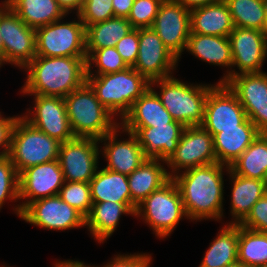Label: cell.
Instances as JSON below:
<instances>
[{
    "label": "cell",
    "mask_w": 267,
    "mask_h": 267,
    "mask_svg": "<svg viewBox=\"0 0 267 267\" xmlns=\"http://www.w3.org/2000/svg\"><path fill=\"white\" fill-rule=\"evenodd\" d=\"M225 170L229 171V166L216 162L182 171L172 178L180 190L187 219L223 220Z\"/></svg>",
    "instance_id": "obj_1"
},
{
    "label": "cell",
    "mask_w": 267,
    "mask_h": 267,
    "mask_svg": "<svg viewBox=\"0 0 267 267\" xmlns=\"http://www.w3.org/2000/svg\"><path fill=\"white\" fill-rule=\"evenodd\" d=\"M87 57L35 56L23 69L27 73L23 95L65 98L86 82Z\"/></svg>",
    "instance_id": "obj_2"
},
{
    "label": "cell",
    "mask_w": 267,
    "mask_h": 267,
    "mask_svg": "<svg viewBox=\"0 0 267 267\" xmlns=\"http://www.w3.org/2000/svg\"><path fill=\"white\" fill-rule=\"evenodd\" d=\"M86 82L100 103L120 121L150 87V81L133 67L104 75H87Z\"/></svg>",
    "instance_id": "obj_3"
},
{
    "label": "cell",
    "mask_w": 267,
    "mask_h": 267,
    "mask_svg": "<svg viewBox=\"0 0 267 267\" xmlns=\"http://www.w3.org/2000/svg\"><path fill=\"white\" fill-rule=\"evenodd\" d=\"M160 89L156 92L154 88ZM213 84L185 83L174 76L150 81V87L160 98L175 121L185 127L200 126L204 118L205 102Z\"/></svg>",
    "instance_id": "obj_4"
},
{
    "label": "cell",
    "mask_w": 267,
    "mask_h": 267,
    "mask_svg": "<svg viewBox=\"0 0 267 267\" xmlns=\"http://www.w3.org/2000/svg\"><path fill=\"white\" fill-rule=\"evenodd\" d=\"M64 100L75 137L99 140L120 125L115 116L100 103L87 82Z\"/></svg>",
    "instance_id": "obj_5"
},
{
    "label": "cell",
    "mask_w": 267,
    "mask_h": 267,
    "mask_svg": "<svg viewBox=\"0 0 267 267\" xmlns=\"http://www.w3.org/2000/svg\"><path fill=\"white\" fill-rule=\"evenodd\" d=\"M60 144L19 115L12 130L8 156L19 175L29 167L58 160Z\"/></svg>",
    "instance_id": "obj_6"
},
{
    "label": "cell",
    "mask_w": 267,
    "mask_h": 267,
    "mask_svg": "<svg viewBox=\"0 0 267 267\" xmlns=\"http://www.w3.org/2000/svg\"><path fill=\"white\" fill-rule=\"evenodd\" d=\"M135 217H141L160 239L169 237L180 220L187 219L182 196L176 182L171 179L153 191L136 207Z\"/></svg>",
    "instance_id": "obj_7"
},
{
    "label": "cell",
    "mask_w": 267,
    "mask_h": 267,
    "mask_svg": "<svg viewBox=\"0 0 267 267\" xmlns=\"http://www.w3.org/2000/svg\"><path fill=\"white\" fill-rule=\"evenodd\" d=\"M76 16L78 20L36 28V56L87 57L85 26Z\"/></svg>",
    "instance_id": "obj_8"
},
{
    "label": "cell",
    "mask_w": 267,
    "mask_h": 267,
    "mask_svg": "<svg viewBox=\"0 0 267 267\" xmlns=\"http://www.w3.org/2000/svg\"><path fill=\"white\" fill-rule=\"evenodd\" d=\"M0 35L4 45V63L23 68L36 56V32L27 26L6 4L0 10Z\"/></svg>",
    "instance_id": "obj_9"
},
{
    "label": "cell",
    "mask_w": 267,
    "mask_h": 267,
    "mask_svg": "<svg viewBox=\"0 0 267 267\" xmlns=\"http://www.w3.org/2000/svg\"><path fill=\"white\" fill-rule=\"evenodd\" d=\"M213 136L201 126L185 127L178 146L166 161L171 178L194 167L216 163Z\"/></svg>",
    "instance_id": "obj_10"
},
{
    "label": "cell",
    "mask_w": 267,
    "mask_h": 267,
    "mask_svg": "<svg viewBox=\"0 0 267 267\" xmlns=\"http://www.w3.org/2000/svg\"><path fill=\"white\" fill-rule=\"evenodd\" d=\"M99 144L97 139L83 137H75L60 144L58 161L65 181H91L99 168Z\"/></svg>",
    "instance_id": "obj_11"
},
{
    "label": "cell",
    "mask_w": 267,
    "mask_h": 267,
    "mask_svg": "<svg viewBox=\"0 0 267 267\" xmlns=\"http://www.w3.org/2000/svg\"><path fill=\"white\" fill-rule=\"evenodd\" d=\"M63 171L58 160L29 167L19 174V200L13 211L20 218L22 211L39 199L58 195L64 184Z\"/></svg>",
    "instance_id": "obj_12"
},
{
    "label": "cell",
    "mask_w": 267,
    "mask_h": 267,
    "mask_svg": "<svg viewBox=\"0 0 267 267\" xmlns=\"http://www.w3.org/2000/svg\"><path fill=\"white\" fill-rule=\"evenodd\" d=\"M246 119L237 95L227 84L215 83L209 90L200 126L214 136L219 129L238 128Z\"/></svg>",
    "instance_id": "obj_13"
},
{
    "label": "cell",
    "mask_w": 267,
    "mask_h": 267,
    "mask_svg": "<svg viewBox=\"0 0 267 267\" xmlns=\"http://www.w3.org/2000/svg\"><path fill=\"white\" fill-rule=\"evenodd\" d=\"M20 219L53 231L85 227V217L58 195L31 202L22 211Z\"/></svg>",
    "instance_id": "obj_14"
},
{
    "label": "cell",
    "mask_w": 267,
    "mask_h": 267,
    "mask_svg": "<svg viewBox=\"0 0 267 267\" xmlns=\"http://www.w3.org/2000/svg\"><path fill=\"white\" fill-rule=\"evenodd\" d=\"M179 59L164 45L152 29L139 28V47L133 68L149 81L173 76Z\"/></svg>",
    "instance_id": "obj_15"
},
{
    "label": "cell",
    "mask_w": 267,
    "mask_h": 267,
    "mask_svg": "<svg viewBox=\"0 0 267 267\" xmlns=\"http://www.w3.org/2000/svg\"><path fill=\"white\" fill-rule=\"evenodd\" d=\"M237 95L247 118L260 133L267 134V73H243L227 83Z\"/></svg>",
    "instance_id": "obj_16"
},
{
    "label": "cell",
    "mask_w": 267,
    "mask_h": 267,
    "mask_svg": "<svg viewBox=\"0 0 267 267\" xmlns=\"http://www.w3.org/2000/svg\"><path fill=\"white\" fill-rule=\"evenodd\" d=\"M33 96L32 109H27L25 112L27 114L23 113L21 117L33 127L56 138L61 143L75 138L67 116L64 98L45 95Z\"/></svg>",
    "instance_id": "obj_17"
},
{
    "label": "cell",
    "mask_w": 267,
    "mask_h": 267,
    "mask_svg": "<svg viewBox=\"0 0 267 267\" xmlns=\"http://www.w3.org/2000/svg\"><path fill=\"white\" fill-rule=\"evenodd\" d=\"M152 29L164 45L180 59L191 32L190 11L176 0H163Z\"/></svg>",
    "instance_id": "obj_18"
},
{
    "label": "cell",
    "mask_w": 267,
    "mask_h": 267,
    "mask_svg": "<svg viewBox=\"0 0 267 267\" xmlns=\"http://www.w3.org/2000/svg\"><path fill=\"white\" fill-rule=\"evenodd\" d=\"M231 43L232 77L243 73L264 72L267 57V36L264 31L234 27L229 34Z\"/></svg>",
    "instance_id": "obj_19"
},
{
    "label": "cell",
    "mask_w": 267,
    "mask_h": 267,
    "mask_svg": "<svg viewBox=\"0 0 267 267\" xmlns=\"http://www.w3.org/2000/svg\"><path fill=\"white\" fill-rule=\"evenodd\" d=\"M120 129V130H119ZM126 133L129 138L120 140L117 133ZM99 143L104 142L100 152L107 161L105 168L122 173L129 176L135 169H137L147 158L144 155L143 149L138 143L136 136L128 131H125L120 125L112 132L106 134L98 140Z\"/></svg>",
    "instance_id": "obj_20"
},
{
    "label": "cell",
    "mask_w": 267,
    "mask_h": 267,
    "mask_svg": "<svg viewBox=\"0 0 267 267\" xmlns=\"http://www.w3.org/2000/svg\"><path fill=\"white\" fill-rule=\"evenodd\" d=\"M133 133L147 158L167 161L175 152L185 126L173 121L154 127H122Z\"/></svg>",
    "instance_id": "obj_21"
},
{
    "label": "cell",
    "mask_w": 267,
    "mask_h": 267,
    "mask_svg": "<svg viewBox=\"0 0 267 267\" xmlns=\"http://www.w3.org/2000/svg\"><path fill=\"white\" fill-rule=\"evenodd\" d=\"M186 51L209 65L228 68L219 83H227L232 78V55L229 37L191 33Z\"/></svg>",
    "instance_id": "obj_22"
},
{
    "label": "cell",
    "mask_w": 267,
    "mask_h": 267,
    "mask_svg": "<svg viewBox=\"0 0 267 267\" xmlns=\"http://www.w3.org/2000/svg\"><path fill=\"white\" fill-rule=\"evenodd\" d=\"M260 132L247 118L238 128L219 129L213 136L218 163L230 166L257 138Z\"/></svg>",
    "instance_id": "obj_23"
},
{
    "label": "cell",
    "mask_w": 267,
    "mask_h": 267,
    "mask_svg": "<svg viewBox=\"0 0 267 267\" xmlns=\"http://www.w3.org/2000/svg\"><path fill=\"white\" fill-rule=\"evenodd\" d=\"M133 204L118 202H93L89 214L85 217V226L98 243H104L113 235L122 215L134 216Z\"/></svg>",
    "instance_id": "obj_24"
},
{
    "label": "cell",
    "mask_w": 267,
    "mask_h": 267,
    "mask_svg": "<svg viewBox=\"0 0 267 267\" xmlns=\"http://www.w3.org/2000/svg\"><path fill=\"white\" fill-rule=\"evenodd\" d=\"M164 164H166L164 160L146 158L137 169L127 176L131 202L135 207L153 191L160 189L172 179Z\"/></svg>",
    "instance_id": "obj_25"
},
{
    "label": "cell",
    "mask_w": 267,
    "mask_h": 267,
    "mask_svg": "<svg viewBox=\"0 0 267 267\" xmlns=\"http://www.w3.org/2000/svg\"><path fill=\"white\" fill-rule=\"evenodd\" d=\"M231 180L230 214L233 219L227 224H240L253 205L266 194L267 181L246 178L235 174L230 168L226 172Z\"/></svg>",
    "instance_id": "obj_26"
},
{
    "label": "cell",
    "mask_w": 267,
    "mask_h": 267,
    "mask_svg": "<svg viewBox=\"0 0 267 267\" xmlns=\"http://www.w3.org/2000/svg\"><path fill=\"white\" fill-rule=\"evenodd\" d=\"M173 117L162 105L155 91L149 89L139 97L131 107V110L120 121L121 127H154V125H166L172 123Z\"/></svg>",
    "instance_id": "obj_27"
},
{
    "label": "cell",
    "mask_w": 267,
    "mask_h": 267,
    "mask_svg": "<svg viewBox=\"0 0 267 267\" xmlns=\"http://www.w3.org/2000/svg\"><path fill=\"white\" fill-rule=\"evenodd\" d=\"M191 33L229 37L234 24L225 1L190 11Z\"/></svg>",
    "instance_id": "obj_28"
},
{
    "label": "cell",
    "mask_w": 267,
    "mask_h": 267,
    "mask_svg": "<svg viewBox=\"0 0 267 267\" xmlns=\"http://www.w3.org/2000/svg\"><path fill=\"white\" fill-rule=\"evenodd\" d=\"M89 184L93 202L132 204L128 177L122 173L98 168Z\"/></svg>",
    "instance_id": "obj_29"
},
{
    "label": "cell",
    "mask_w": 267,
    "mask_h": 267,
    "mask_svg": "<svg viewBox=\"0 0 267 267\" xmlns=\"http://www.w3.org/2000/svg\"><path fill=\"white\" fill-rule=\"evenodd\" d=\"M6 2L27 26L34 29L67 16L56 0H6Z\"/></svg>",
    "instance_id": "obj_30"
},
{
    "label": "cell",
    "mask_w": 267,
    "mask_h": 267,
    "mask_svg": "<svg viewBox=\"0 0 267 267\" xmlns=\"http://www.w3.org/2000/svg\"><path fill=\"white\" fill-rule=\"evenodd\" d=\"M217 234L198 267H225L238 261L239 224H226Z\"/></svg>",
    "instance_id": "obj_31"
},
{
    "label": "cell",
    "mask_w": 267,
    "mask_h": 267,
    "mask_svg": "<svg viewBox=\"0 0 267 267\" xmlns=\"http://www.w3.org/2000/svg\"><path fill=\"white\" fill-rule=\"evenodd\" d=\"M229 168L242 177L267 181V134L260 133Z\"/></svg>",
    "instance_id": "obj_32"
},
{
    "label": "cell",
    "mask_w": 267,
    "mask_h": 267,
    "mask_svg": "<svg viewBox=\"0 0 267 267\" xmlns=\"http://www.w3.org/2000/svg\"><path fill=\"white\" fill-rule=\"evenodd\" d=\"M134 28L127 18L112 17L85 27L86 50L115 47Z\"/></svg>",
    "instance_id": "obj_33"
},
{
    "label": "cell",
    "mask_w": 267,
    "mask_h": 267,
    "mask_svg": "<svg viewBox=\"0 0 267 267\" xmlns=\"http://www.w3.org/2000/svg\"><path fill=\"white\" fill-rule=\"evenodd\" d=\"M238 262L245 267L267 264V233L239 225Z\"/></svg>",
    "instance_id": "obj_34"
},
{
    "label": "cell",
    "mask_w": 267,
    "mask_h": 267,
    "mask_svg": "<svg viewBox=\"0 0 267 267\" xmlns=\"http://www.w3.org/2000/svg\"><path fill=\"white\" fill-rule=\"evenodd\" d=\"M234 27L265 31L267 26L263 0H224Z\"/></svg>",
    "instance_id": "obj_35"
},
{
    "label": "cell",
    "mask_w": 267,
    "mask_h": 267,
    "mask_svg": "<svg viewBox=\"0 0 267 267\" xmlns=\"http://www.w3.org/2000/svg\"><path fill=\"white\" fill-rule=\"evenodd\" d=\"M86 54L87 75H104L120 72L129 67L115 47L86 50ZM92 66L93 68L95 66L96 71L91 69Z\"/></svg>",
    "instance_id": "obj_36"
},
{
    "label": "cell",
    "mask_w": 267,
    "mask_h": 267,
    "mask_svg": "<svg viewBox=\"0 0 267 267\" xmlns=\"http://www.w3.org/2000/svg\"><path fill=\"white\" fill-rule=\"evenodd\" d=\"M58 196L69 206L74 207L86 217L92 207L90 184L85 182L65 181L59 190Z\"/></svg>",
    "instance_id": "obj_37"
},
{
    "label": "cell",
    "mask_w": 267,
    "mask_h": 267,
    "mask_svg": "<svg viewBox=\"0 0 267 267\" xmlns=\"http://www.w3.org/2000/svg\"><path fill=\"white\" fill-rule=\"evenodd\" d=\"M19 175L11 162L10 157H0V210L5 201L18 202L19 200Z\"/></svg>",
    "instance_id": "obj_38"
},
{
    "label": "cell",
    "mask_w": 267,
    "mask_h": 267,
    "mask_svg": "<svg viewBox=\"0 0 267 267\" xmlns=\"http://www.w3.org/2000/svg\"><path fill=\"white\" fill-rule=\"evenodd\" d=\"M163 0H134L127 20L135 29L152 27Z\"/></svg>",
    "instance_id": "obj_39"
},
{
    "label": "cell",
    "mask_w": 267,
    "mask_h": 267,
    "mask_svg": "<svg viewBox=\"0 0 267 267\" xmlns=\"http://www.w3.org/2000/svg\"><path fill=\"white\" fill-rule=\"evenodd\" d=\"M77 15L85 27L106 21L114 17L112 0H85Z\"/></svg>",
    "instance_id": "obj_40"
},
{
    "label": "cell",
    "mask_w": 267,
    "mask_h": 267,
    "mask_svg": "<svg viewBox=\"0 0 267 267\" xmlns=\"http://www.w3.org/2000/svg\"><path fill=\"white\" fill-rule=\"evenodd\" d=\"M239 225L267 233V194L253 205L247 217Z\"/></svg>",
    "instance_id": "obj_41"
},
{
    "label": "cell",
    "mask_w": 267,
    "mask_h": 267,
    "mask_svg": "<svg viewBox=\"0 0 267 267\" xmlns=\"http://www.w3.org/2000/svg\"><path fill=\"white\" fill-rule=\"evenodd\" d=\"M138 47L139 28H134L115 45L116 50L129 67H133L136 63Z\"/></svg>",
    "instance_id": "obj_42"
},
{
    "label": "cell",
    "mask_w": 267,
    "mask_h": 267,
    "mask_svg": "<svg viewBox=\"0 0 267 267\" xmlns=\"http://www.w3.org/2000/svg\"><path fill=\"white\" fill-rule=\"evenodd\" d=\"M113 257L107 264L95 267H150V264H152L151 254L146 252L130 253V255L117 254Z\"/></svg>",
    "instance_id": "obj_43"
},
{
    "label": "cell",
    "mask_w": 267,
    "mask_h": 267,
    "mask_svg": "<svg viewBox=\"0 0 267 267\" xmlns=\"http://www.w3.org/2000/svg\"><path fill=\"white\" fill-rule=\"evenodd\" d=\"M2 113L0 114V157L7 156L10 151V142L11 134L14 127V124L19 116H7L3 117Z\"/></svg>",
    "instance_id": "obj_44"
},
{
    "label": "cell",
    "mask_w": 267,
    "mask_h": 267,
    "mask_svg": "<svg viewBox=\"0 0 267 267\" xmlns=\"http://www.w3.org/2000/svg\"><path fill=\"white\" fill-rule=\"evenodd\" d=\"M133 4L134 0H112L114 17L127 18Z\"/></svg>",
    "instance_id": "obj_45"
},
{
    "label": "cell",
    "mask_w": 267,
    "mask_h": 267,
    "mask_svg": "<svg viewBox=\"0 0 267 267\" xmlns=\"http://www.w3.org/2000/svg\"><path fill=\"white\" fill-rule=\"evenodd\" d=\"M56 1L67 15L72 13V11L73 13L76 12L77 15L81 11V8L85 0H56Z\"/></svg>",
    "instance_id": "obj_46"
},
{
    "label": "cell",
    "mask_w": 267,
    "mask_h": 267,
    "mask_svg": "<svg viewBox=\"0 0 267 267\" xmlns=\"http://www.w3.org/2000/svg\"><path fill=\"white\" fill-rule=\"evenodd\" d=\"M182 6L187 8L189 11H192L197 8H201L206 5H211L215 3L222 2L224 0H176Z\"/></svg>",
    "instance_id": "obj_47"
},
{
    "label": "cell",
    "mask_w": 267,
    "mask_h": 267,
    "mask_svg": "<svg viewBox=\"0 0 267 267\" xmlns=\"http://www.w3.org/2000/svg\"><path fill=\"white\" fill-rule=\"evenodd\" d=\"M54 267H95V265H90L87 263L85 264L82 261L79 260H64V261H56L54 264Z\"/></svg>",
    "instance_id": "obj_48"
},
{
    "label": "cell",
    "mask_w": 267,
    "mask_h": 267,
    "mask_svg": "<svg viewBox=\"0 0 267 267\" xmlns=\"http://www.w3.org/2000/svg\"><path fill=\"white\" fill-rule=\"evenodd\" d=\"M7 4L6 0L2 1V3H0V10ZM0 60L2 61L3 65H4V45H3V40H2V36L0 35Z\"/></svg>",
    "instance_id": "obj_49"
},
{
    "label": "cell",
    "mask_w": 267,
    "mask_h": 267,
    "mask_svg": "<svg viewBox=\"0 0 267 267\" xmlns=\"http://www.w3.org/2000/svg\"><path fill=\"white\" fill-rule=\"evenodd\" d=\"M225 267H245V266L242 263L237 261V262L230 264V265H227Z\"/></svg>",
    "instance_id": "obj_50"
},
{
    "label": "cell",
    "mask_w": 267,
    "mask_h": 267,
    "mask_svg": "<svg viewBox=\"0 0 267 267\" xmlns=\"http://www.w3.org/2000/svg\"><path fill=\"white\" fill-rule=\"evenodd\" d=\"M263 2H264V11L266 14V21H267V0H263Z\"/></svg>",
    "instance_id": "obj_51"
},
{
    "label": "cell",
    "mask_w": 267,
    "mask_h": 267,
    "mask_svg": "<svg viewBox=\"0 0 267 267\" xmlns=\"http://www.w3.org/2000/svg\"><path fill=\"white\" fill-rule=\"evenodd\" d=\"M257 267H267V264H265V265H262V266H257Z\"/></svg>",
    "instance_id": "obj_52"
},
{
    "label": "cell",
    "mask_w": 267,
    "mask_h": 267,
    "mask_svg": "<svg viewBox=\"0 0 267 267\" xmlns=\"http://www.w3.org/2000/svg\"><path fill=\"white\" fill-rule=\"evenodd\" d=\"M0 267H11V266H8V265H2V266H0Z\"/></svg>",
    "instance_id": "obj_53"
},
{
    "label": "cell",
    "mask_w": 267,
    "mask_h": 267,
    "mask_svg": "<svg viewBox=\"0 0 267 267\" xmlns=\"http://www.w3.org/2000/svg\"><path fill=\"white\" fill-rule=\"evenodd\" d=\"M264 32H265V34H266V36H267V26H266V29H265V31H264Z\"/></svg>",
    "instance_id": "obj_54"
}]
</instances>
